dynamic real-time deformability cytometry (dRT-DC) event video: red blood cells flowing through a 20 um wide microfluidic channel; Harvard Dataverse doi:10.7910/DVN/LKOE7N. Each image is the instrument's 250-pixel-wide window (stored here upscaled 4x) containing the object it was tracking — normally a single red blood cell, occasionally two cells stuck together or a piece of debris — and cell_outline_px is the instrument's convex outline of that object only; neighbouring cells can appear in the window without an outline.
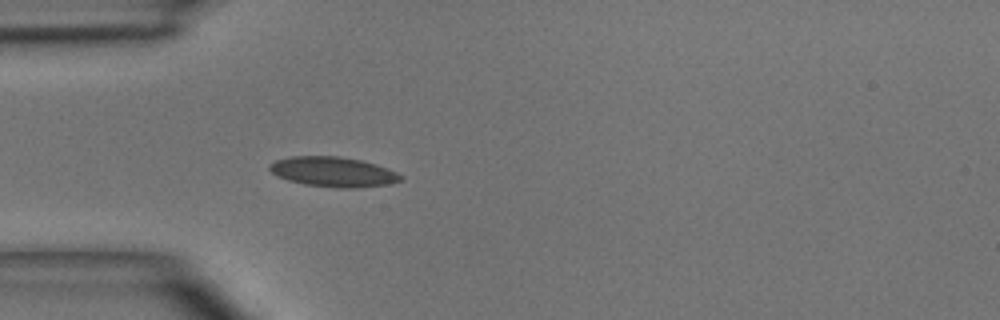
{"species": "common noctule bat (a hibernating species)", "species_latin": "Nyctalus noctula", "temperature_condition": "room temperature", "stored_images_in_passage": 3, "camera_frame_rate_fps": 3000, "um_per_image_px": 0.085, "animal": {"sex": "male", "body_mass_g": 15.6}, "frame": {"image": 1, "passage_image": 3, "time_ms": 3.0, "image_size_px": [1000, 320], "cell_outline_px": [[404, 180], [392, 184], [356, 188], [336, 188], [304, 184], [288, 180], [276, 176], [268, 168], [268, 164], [276, 160], [288, 156], [340, 156], [360, 160], [376, 164], [388, 168], [404, 176]], "centroid_in_image_um": [28.34, 14.61], "position_along_channel_um": 56.7, "area_um2": 23.24}}